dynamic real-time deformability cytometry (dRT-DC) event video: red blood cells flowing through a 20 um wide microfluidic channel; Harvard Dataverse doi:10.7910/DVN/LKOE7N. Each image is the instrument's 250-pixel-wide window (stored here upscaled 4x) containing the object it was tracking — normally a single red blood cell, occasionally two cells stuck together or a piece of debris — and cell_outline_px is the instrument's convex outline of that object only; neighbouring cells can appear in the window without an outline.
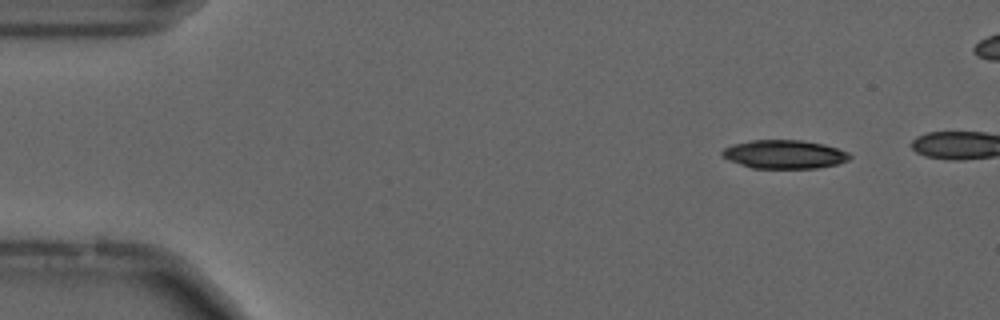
{"species": "common noctule bat (a hibernating species)", "species_latin": "Nyctalus noctula", "temperature_condition": "cold", "stored_images_in_passage": 17, "camera_frame_rate_fps": 3000, "um_per_image_px": 0.085, "animal": {"sex": "male", "forearm_length_mm": 52.5}, "frame": {"image": 1, "passage_image": 6, "time_ms": 1.667, "image_size_px": [1000, 320], "cell_outline_px": [[852, 156], [848, 160], [836, 164], [816, 168], [752, 168], [728, 160], [720, 152], [724, 148], [732, 144], [752, 140], [804, 140], [824, 144], [848, 152]], "centroid_in_image_um": [66.66, 13.11], "position_along_channel_um": 18.3, "area_um2": 21.21}}